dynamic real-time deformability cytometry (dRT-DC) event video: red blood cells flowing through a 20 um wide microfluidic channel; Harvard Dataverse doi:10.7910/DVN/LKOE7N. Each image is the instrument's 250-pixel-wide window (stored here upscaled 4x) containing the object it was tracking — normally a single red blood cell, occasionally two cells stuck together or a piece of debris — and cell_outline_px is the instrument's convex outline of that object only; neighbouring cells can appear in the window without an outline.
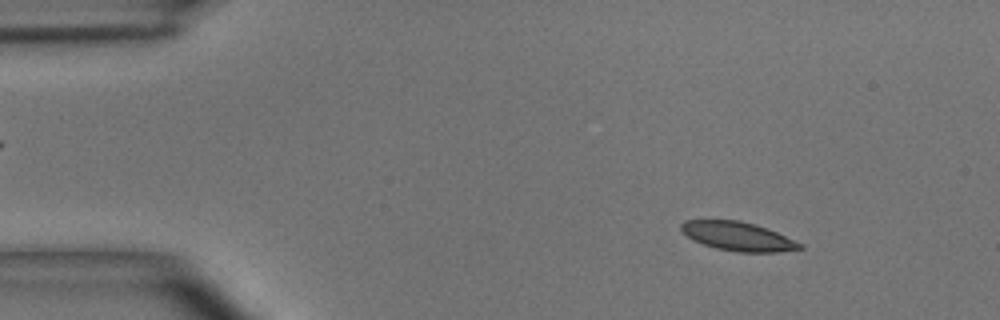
{"species": "common noctule bat (a hibernating species)", "species_latin": "Nyctalus noctula", "temperature_condition": "room temperature", "stored_images_in_passage": 49, "camera_frame_rate_fps": 3000, "um_per_image_px": 0.085, "animal": {"sex": "male", "body_mass_g": 15.6}, "frame": {"image": 1, "passage_image": 6, "time_ms": 1.667, "image_size_px": [1000, 320], "cell_outline_px": [[804, 248], [780, 252], [736, 252], [716, 248], [692, 240], [680, 228], [680, 224], [684, 220], [740, 220], [756, 224], [776, 232], [804, 244]], "centroid_in_image_um": [62.74, 20.09], "position_along_channel_um": 22.3, "area_um2": 20.0}}
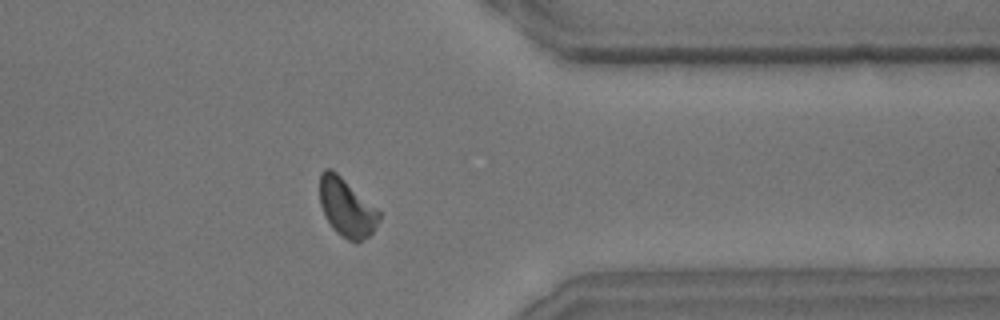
{"frame": {"image": 2, "passage_image": 39, "time_ms": 12.667, "image_size_px": [1000, 320], "cell_outline_px": [[380, 220], [372, 232], [364, 240], [356, 244], [348, 240], [336, 232], [332, 228], [320, 204], [320, 172], [324, 168], [332, 168], [380, 212]], "centroid_in_image_um": [29.45, 17.66], "position_along_channel_um": 381.9, "area_um2": 20.0}}
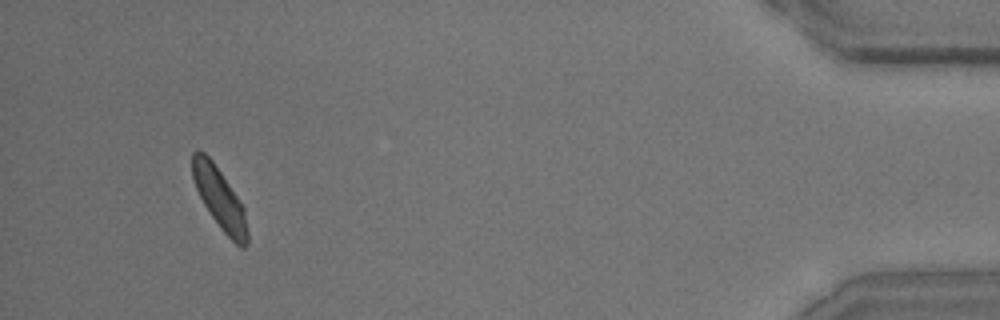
{"frame": {"image": 3, "passage_image": 46, "time_ms": 15.0, "image_size_px": [1000, 320], "cell_outline_px": [[248, 244], [244, 248], [240, 248], [220, 228], [204, 204], [196, 188], [192, 176], [192, 152], [196, 148], [204, 152], [212, 160], [244, 208], [248, 232]], "centroid_in_image_um": [18.66, 16.87], "position_along_channel_um": 416.5, "area_um2": 19.31}, "authors_computed_cell_mechanics": {"area_um2": 20.23, "velocity_mm_per_s": 4.0364, "shape_relaxation_time_tau1_ms": 2.6371, "shape_relaxation_time_tau2_ms": 2.3127, "deformation_change_tau1": 0.0993, "deformation_change_tau2": 0.0638}}